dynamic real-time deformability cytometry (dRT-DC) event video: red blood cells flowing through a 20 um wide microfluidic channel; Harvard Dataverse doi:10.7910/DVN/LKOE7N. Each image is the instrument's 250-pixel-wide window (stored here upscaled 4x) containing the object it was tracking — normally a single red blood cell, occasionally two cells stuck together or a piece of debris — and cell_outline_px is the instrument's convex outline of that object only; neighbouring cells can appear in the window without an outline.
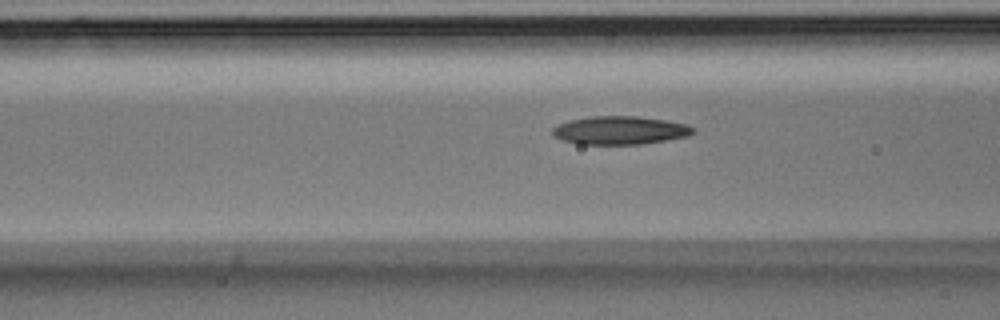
{"species": "Egyptian fruit bat (a non-hibernating species)", "species_latin": "Rousettus aegyptiacus", "temperature_condition": "room temperature", "stored_images_in_passage": 16, "camera_frame_rate_fps": 3000, "um_per_image_px": 0.085, "animal": {"sex": "male"}, "frame": {"image": 1, "passage_image": 14, "time_ms": 4.333, "image_size_px": [1000, 320], "cell_outline_px": [[696, 132], [688, 136], [640, 144], [576, 144], [560, 140], [552, 136], [552, 128], [556, 124], [568, 120], [592, 116], [636, 116], [668, 120], [688, 124], [696, 128]], "centroid_in_image_um": [52.67, 11.07], "position_along_channel_um": 113.9, "area_um2": 23.52}}